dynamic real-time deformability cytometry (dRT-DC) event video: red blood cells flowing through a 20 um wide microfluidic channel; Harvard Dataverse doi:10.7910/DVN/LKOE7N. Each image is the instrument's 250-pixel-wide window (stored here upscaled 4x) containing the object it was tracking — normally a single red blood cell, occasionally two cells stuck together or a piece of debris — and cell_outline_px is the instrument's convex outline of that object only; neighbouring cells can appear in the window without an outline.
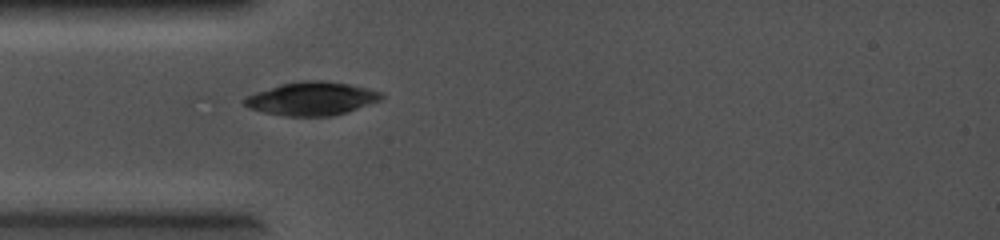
{"species": "common noctule bat (a hibernating species)", "species_latin": "Nyctalus noctula", "temperature_condition": "cold", "stored_images_in_passage": 7, "camera_frame_rate_fps": 5000, "um_per_image_px": 0.085, "animal": {"sex": "female", "body_mass_g": 19.0, "forearm_length_mm": 56.7}, "frame": {"image": 1, "passage_image": 3, "time_ms": 0.4, "image_size_px": [1000, 240], "cell_outline_px": [[384, 96], [380, 100], [348, 112], [332, 116], [288, 116], [264, 112], [248, 108], [244, 104], [244, 100], [248, 96], [256, 92], [280, 84], [304, 80], [324, 80], [348, 84], [368, 88], [384, 92]], "centroid_in_image_um": [26.53, 8.38], "position_along_channel_um": 58.5, "area_um2": 26.59}}
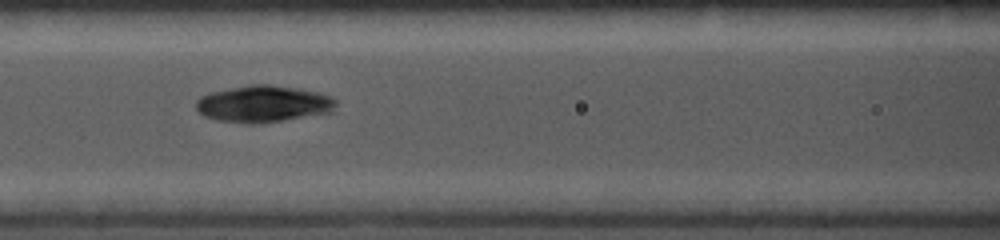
{"frame": {"image": 2, "passage_image": 6, "time_ms": 1.0, "image_size_px": [1000, 240], "cell_outline_px": [[336, 104], [332, 112], [256, 124], [248, 124], [216, 120], [204, 116], [196, 108], [196, 100], [200, 96], [208, 92], [252, 84], [268, 84], [296, 88], [316, 92], [332, 96], [336, 100]], "centroid_in_image_um": [22.35, 8.83], "position_along_channel_um": 144.3, "area_um2": 29.94}}